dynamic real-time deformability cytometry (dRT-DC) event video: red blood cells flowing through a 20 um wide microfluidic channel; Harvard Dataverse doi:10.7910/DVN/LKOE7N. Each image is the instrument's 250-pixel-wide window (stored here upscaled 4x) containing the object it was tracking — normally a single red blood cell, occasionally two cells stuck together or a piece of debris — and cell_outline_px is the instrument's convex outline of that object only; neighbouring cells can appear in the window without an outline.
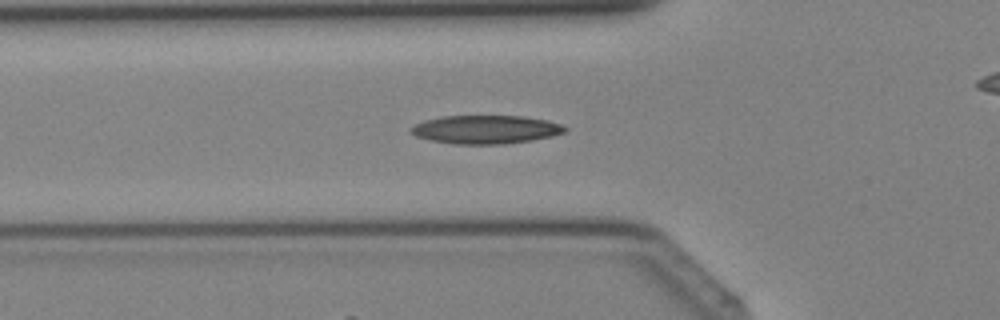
{"species": "Egyptian fruit bat (a non-hibernating species)", "species_latin": "Rousettus aegyptiacus", "temperature_condition": "cold", "stored_images_in_passage": 40, "camera_frame_rate_fps": 3000, "um_per_image_px": 0.085, "animal": {"sex": "female"}, "frame": {"image": 1, "passage_image": 13, "time_ms": 4.0, "image_size_px": [1000, 320], "cell_outline_px": [[568, 128], [564, 132], [552, 136], [532, 140], [504, 144], [456, 144], [432, 140], [416, 136], [408, 132], [408, 128], [412, 124], [424, 120], [440, 116], [524, 116], [548, 120], [560, 124]], "centroid_in_image_um": [41.24, 11.0], "position_along_channel_um": 84.6, "area_um2": 25.72}}
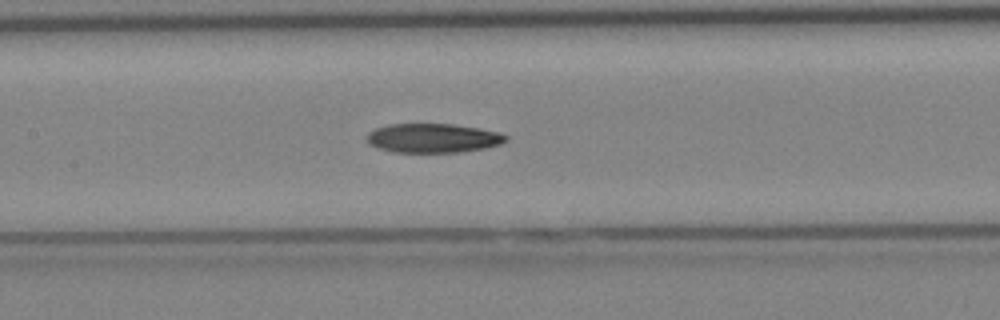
{"frame": {"image": 2, "passage_image": 18, "time_ms": 5.667, "image_size_px": [1000, 320], "cell_outline_px": [[508, 140], [500, 144], [484, 148], [460, 152], [392, 152], [376, 148], [368, 144], [368, 132], [376, 128], [388, 124], [452, 124], [480, 128], [500, 132], [508, 136]], "centroid_in_image_um": [36.81, 11.74], "position_along_channel_um": 170.6, "area_um2": 23.76}}
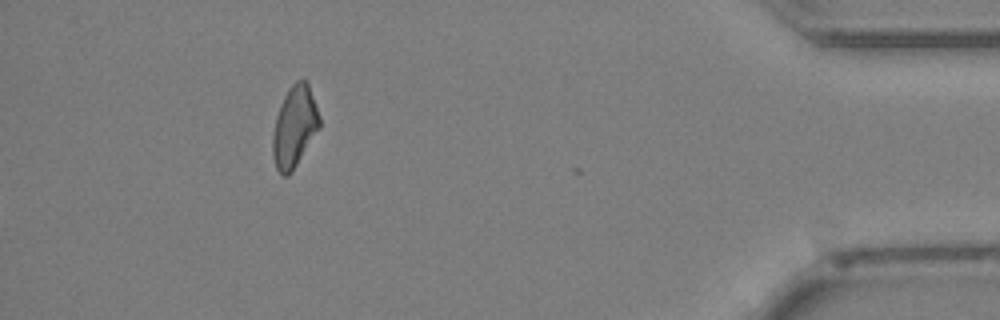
{"frame": {"image": 3, "passage_image": 40, "time_ms": 13.0, "image_size_px": [1000, 320], "cell_outline_px": [[320, 128], [292, 172], [288, 176], [284, 176], [276, 168], [272, 156], [272, 136], [276, 116], [280, 104], [288, 88], [296, 80], [304, 80], [308, 84], [320, 116]], "centroid_in_image_um": [25.02, 10.79], "position_along_channel_um": 410.2, "area_um2": 22.2}}